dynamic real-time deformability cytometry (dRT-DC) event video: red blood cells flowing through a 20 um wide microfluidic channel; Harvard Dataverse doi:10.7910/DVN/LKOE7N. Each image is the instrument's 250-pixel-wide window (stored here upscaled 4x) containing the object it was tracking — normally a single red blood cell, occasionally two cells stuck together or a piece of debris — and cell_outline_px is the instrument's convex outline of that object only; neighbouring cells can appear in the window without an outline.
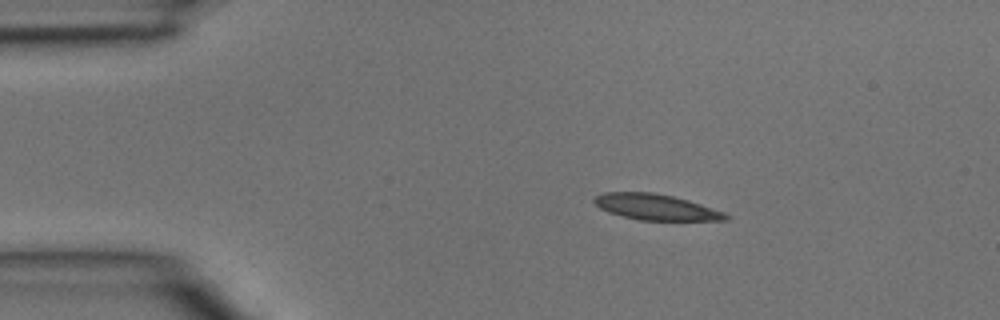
{"species": "common noctule bat (a hibernating species)", "species_latin": "Nyctalus noctula", "temperature_condition": "room temperature", "stored_images_in_passage": 2, "camera_frame_rate_fps": 3000, "um_per_image_px": 0.085, "animal": {"sex": "male", "body_mass_g": 15.6}, "frame": {"image": 1, "passage_image": 1, "time_ms": 0.0, "image_size_px": [1000, 320], "cell_outline_px": [[732, 216], [728, 220], [640, 220], [608, 212], [600, 208], [592, 200], [596, 196], [604, 192], [652, 192], [672, 196], [688, 200], [724, 212]], "centroid_in_image_um": [55.76, 17.6], "position_along_channel_um": 29.2, "area_um2": 19.65}}